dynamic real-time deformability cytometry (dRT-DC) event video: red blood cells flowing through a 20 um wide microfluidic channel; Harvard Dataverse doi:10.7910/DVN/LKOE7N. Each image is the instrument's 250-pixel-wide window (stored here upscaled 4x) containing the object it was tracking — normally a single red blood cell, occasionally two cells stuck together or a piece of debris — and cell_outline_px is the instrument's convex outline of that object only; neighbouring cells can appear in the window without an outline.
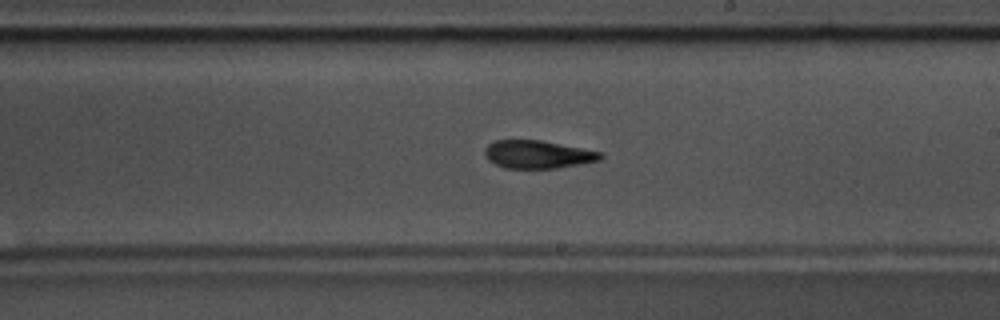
{"species": "common noctule bat (a hibernating species)", "species_latin": "Nyctalus noctula", "temperature_condition": "warm", "stored_images_in_passage": 54, "camera_frame_rate_fps": 3000, "um_per_image_px": 0.085, "animal": {"sex": "male", "body_mass_g": 17.5, "forearm_length_mm": 52.3}, "frame": {"image": 1, "passage_image": 31, "time_ms": 10.0, "image_size_px": [1000, 320], "cell_outline_px": [[604, 156], [600, 160], [580, 164], [556, 168], [504, 168], [488, 160], [484, 156], [484, 148], [488, 144], [496, 140], [540, 140], [604, 152]], "centroid_in_image_um": [45.71, 13.12], "position_along_channel_um": 243.3, "area_um2": 18.96}, "authors_computed_cell_mechanics": {"area_um2": 18.9006, "velocity_mm_per_s": 3.6457, "shape_relaxation_time_tau1_ms": 2.8986, "shape_relaxation_time_tau2_ms": 3.8491, "deformation_change_tau1": 0.1757, "deformation_change_tau2": 0.1322}}